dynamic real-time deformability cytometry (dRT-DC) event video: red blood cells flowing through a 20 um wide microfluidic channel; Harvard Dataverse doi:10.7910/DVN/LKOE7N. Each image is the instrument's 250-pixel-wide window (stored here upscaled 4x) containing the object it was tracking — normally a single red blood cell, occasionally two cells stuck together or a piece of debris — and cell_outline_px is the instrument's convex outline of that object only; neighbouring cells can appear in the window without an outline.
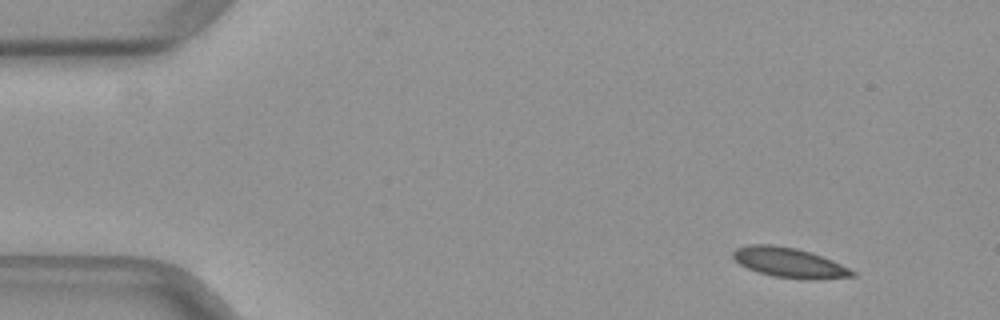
{"species": "common noctule bat (a hibernating species)", "species_latin": "Nyctalus noctula", "temperature_condition": "warm", "stored_images_in_passage": 46, "camera_frame_rate_fps": 3000, "um_per_image_px": 0.085, "animal": {"sex": "female", "body_mass_g": 29.2, "forearm_length_mm": 56.3}, "frame": {"image": 1, "passage_image": 1, "time_ms": 0.0, "image_size_px": [1000, 320], "cell_outline_px": [[856, 276], [816, 280], [808, 280], [772, 276], [748, 268], [740, 264], [732, 256], [732, 252], [736, 248], [748, 244], [772, 244], [796, 248], [832, 260], [856, 272]], "centroid_in_image_um": [67.08, 22.33], "position_along_channel_um": 17.9, "area_um2": 20.69}}
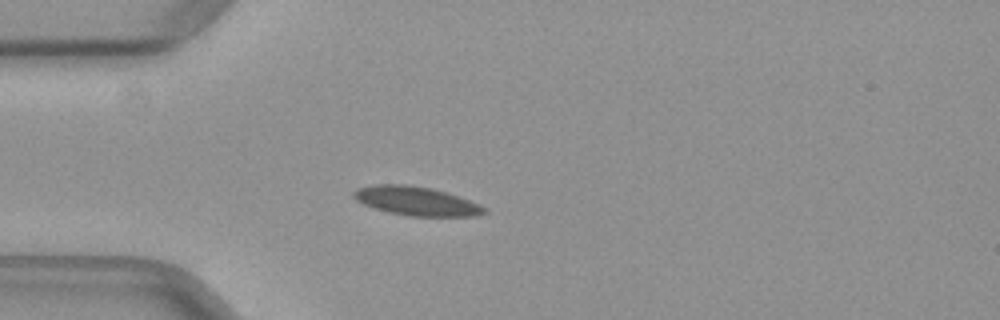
{"frame": {"image": 2, "passage_image": 10, "time_ms": 3.0, "image_size_px": [1000, 320], "cell_outline_px": [[488, 212], [476, 216], [412, 216], [388, 212], [364, 204], [356, 200], [352, 196], [352, 192], [356, 188], [372, 184], [408, 184], [432, 188], [448, 192], [460, 196], [480, 204], [488, 208]], "centroid_in_image_um": [35.41, 17.07], "position_along_channel_um": 49.6, "area_um2": 22.31}}